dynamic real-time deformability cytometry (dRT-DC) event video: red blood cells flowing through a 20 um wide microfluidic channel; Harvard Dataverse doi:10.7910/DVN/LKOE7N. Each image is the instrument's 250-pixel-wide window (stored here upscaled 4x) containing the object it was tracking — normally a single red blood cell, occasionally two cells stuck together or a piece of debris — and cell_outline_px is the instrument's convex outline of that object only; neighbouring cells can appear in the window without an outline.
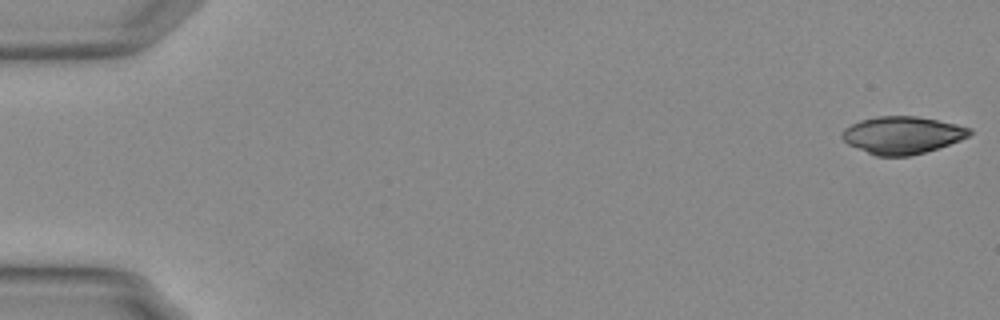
{"species": "Egyptian fruit bat (a non-hibernating species)", "species_latin": "Rousettus aegyptiacus", "temperature_condition": "warm", "stored_images_in_passage": 54, "camera_frame_rate_fps": 3000, "um_per_image_px": 0.085, "animal": {"sex": "female"}, "frame": {"image": 1, "passage_image": 1, "time_ms": 0.0, "image_size_px": [1000, 320], "cell_outline_px": [[972, 132], [968, 136], [960, 140], [924, 152], [908, 156], [876, 156], [848, 144], [840, 136], [844, 128], [860, 120], [876, 116], [916, 116], [956, 124], [972, 128]], "centroid_in_image_um": [76.67, 11.47], "position_along_channel_um": 8.3, "area_um2": 27.57}}
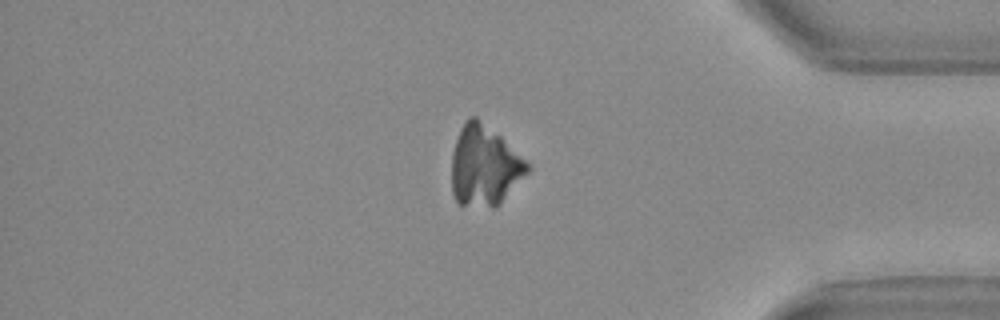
{"frame": {"image": 2, "passage_image": 46, "time_ms": 15.0, "image_size_px": [1000, 320], "cell_outline_px": [[532, 168], [500, 204], [496, 208], [492, 208], [460, 204], [456, 200], [452, 192], [452, 152], [460, 128], [468, 116], [476, 116], [500, 136]], "centroid_in_image_um": [41.16, 14.11], "position_along_channel_um": 394.0, "area_um2": 35.26}}
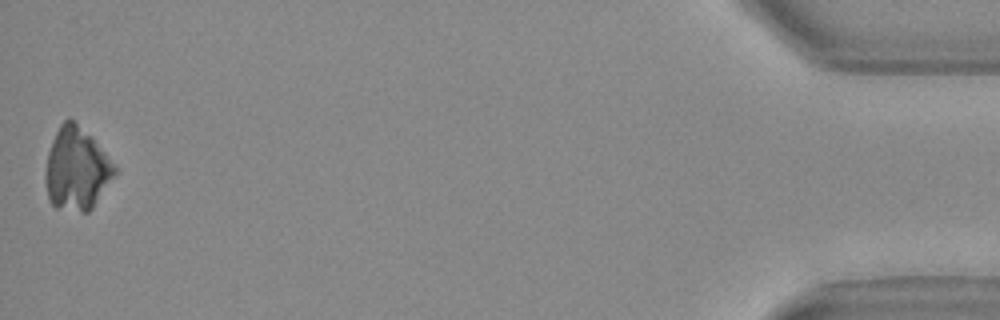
{"frame": {"image": 3, "passage_image": 54, "time_ms": 17.667, "image_size_px": [1000, 320], "cell_outline_px": [[116, 172], [92, 208], [88, 212], [84, 212], [56, 208], [48, 200], [44, 180], [44, 172], [48, 152], [52, 140], [60, 124], [68, 116], [92, 136], [116, 168]], "centroid_in_image_um": [6.46, 14.36], "position_along_channel_um": 428.7, "area_um2": 33.23}}